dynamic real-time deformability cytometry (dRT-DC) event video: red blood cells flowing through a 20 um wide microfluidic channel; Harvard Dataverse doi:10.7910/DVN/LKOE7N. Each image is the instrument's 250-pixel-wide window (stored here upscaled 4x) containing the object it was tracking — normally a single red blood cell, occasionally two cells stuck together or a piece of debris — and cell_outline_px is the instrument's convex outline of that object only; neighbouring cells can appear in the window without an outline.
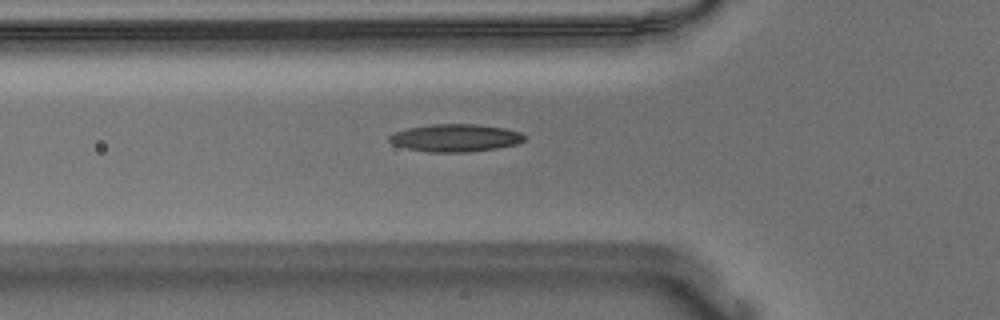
{"species": "Egyptian fruit bat (a non-hibernating species)", "species_latin": "Rousettus aegyptiacus", "temperature_condition": "warm", "stored_images_in_passage": 38, "camera_frame_rate_fps": 3000, "um_per_image_px": 0.085, "animal": {"sex": "male"}, "frame": {"image": 1, "passage_image": 2, "time_ms": 0.333, "image_size_px": [1000, 320], "cell_outline_px": [[524, 140], [516, 144], [496, 148], [468, 152], [428, 152], [408, 148], [392, 144], [388, 140], [388, 136], [396, 132], [408, 128], [432, 124], [476, 124], [504, 128], [520, 132], [524, 136]], "centroid_in_image_um": [38.69, 11.72], "position_along_channel_um": 87.1, "area_um2": 21.56}}
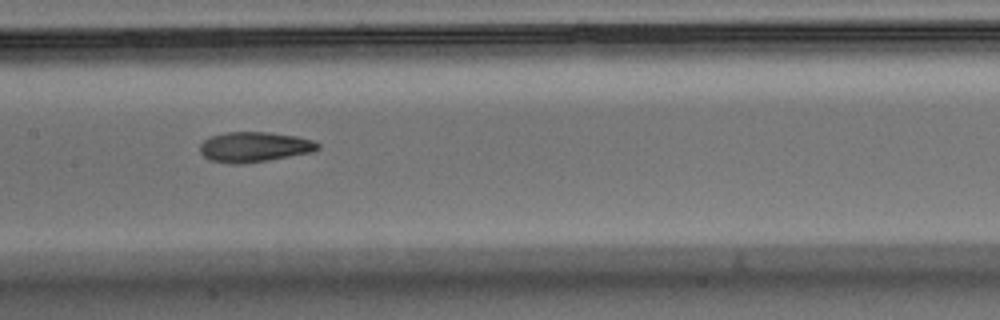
{"frame": {"image": 2, "passage_image": 10, "time_ms": 3.0, "image_size_px": [1000, 320], "cell_outline_px": [[320, 148], [312, 152], [268, 160], [244, 164], [228, 164], [208, 160], [200, 152], [200, 144], [204, 140], [212, 136], [224, 132], [268, 132], [296, 136], [316, 140], [320, 144]], "centroid_in_image_um": [21.62, 12.49], "position_along_channel_um": 185.8, "area_um2": 20.92}}
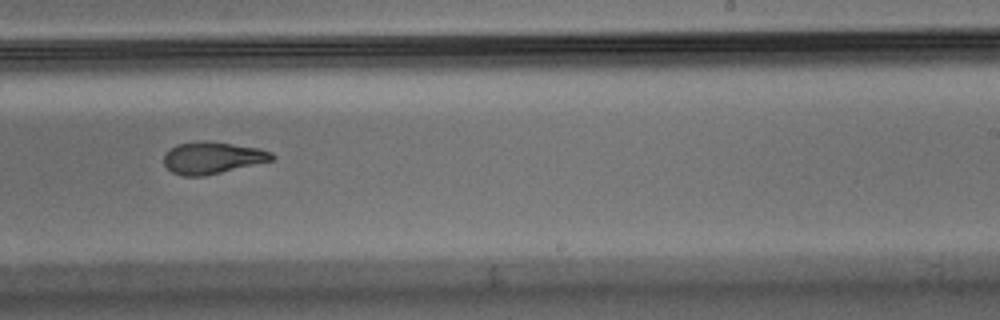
{"frame": {"image": 3, "passage_image": 17, "time_ms": 5.333, "image_size_px": [1000, 320], "cell_outline_px": [[276, 156], [272, 160], [204, 176], [184, 176], [172, 172], [164, 164], [164, 156], [176, 144], [200, 140], [232, 144], [260, 148], [272, 152]], "centroid_in_image_um": [18.06, 13.41], "position_along_channel_um": 270.9, "area_um2": 19.88}}